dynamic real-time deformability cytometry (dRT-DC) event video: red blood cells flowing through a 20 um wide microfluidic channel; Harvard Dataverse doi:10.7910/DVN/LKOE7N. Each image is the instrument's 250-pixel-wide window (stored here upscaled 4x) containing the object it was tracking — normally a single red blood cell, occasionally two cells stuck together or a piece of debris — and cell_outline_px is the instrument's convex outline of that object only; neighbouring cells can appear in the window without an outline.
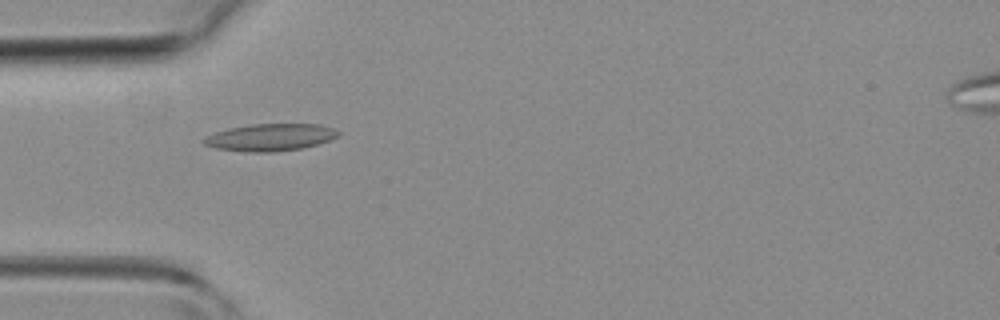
{"species": "common noctule bat (a hibernating species)", "species_latin": "Nyctalus noctula", "temperature_condition": "room temperature", "stored_images_in_passage": 5, "camera_frame_rate_fps": 3000, "um_per_image_px": 0.085, "animal": {"sex": "female", "body_mass_g": 19.3, "forearm_length_mm": 54.1}, "frame": {"image": 1, "passage_image": 5, "time_ms": 4.333, "image_size_px": [1000, 320], "cell_outline_px": [[340, 136], [316, 144], [300, 148], [276, 152], [244, 152], [216, 148], [204, 144], [200, 140], [204, 136], [228, 128], [252, 124], [320, 124], [332, 128], [340, 132]], "centroid_in_image_um": [22.93, 11.67], "position_along_channel_um": 62.1, "area_um2": 21.33}}